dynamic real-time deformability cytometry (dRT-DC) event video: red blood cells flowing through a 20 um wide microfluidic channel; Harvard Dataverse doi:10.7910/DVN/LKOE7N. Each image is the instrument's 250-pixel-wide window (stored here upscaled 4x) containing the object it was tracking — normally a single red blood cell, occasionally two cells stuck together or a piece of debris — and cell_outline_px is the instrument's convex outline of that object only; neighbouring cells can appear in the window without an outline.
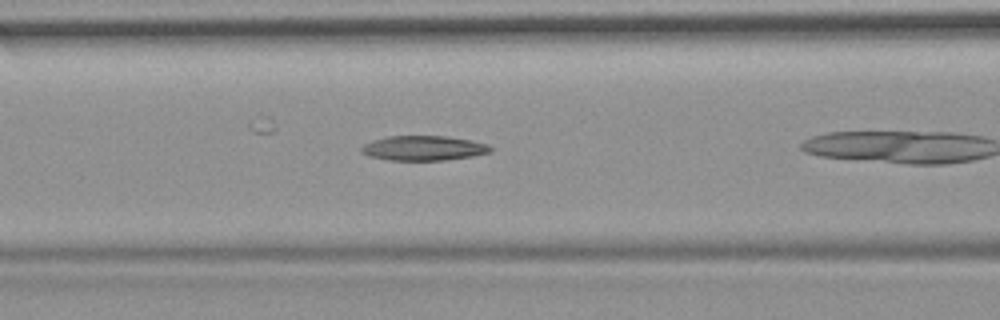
{"species": "common noctule bat (a hibernating species)", "species_latin": "Nyctalus noctula", "temperature_condition": "room temperature", "stored_images_in_passage": 11, "camera_frame_rate_fps": 3000, "um_per_image_px": 0.085, "animal": {"sex": "female", "body_mass_g": 19.9}, "frame": {"image": 1, "passage_image": 7, "time_ms": 2.0, "image_size_px": [1000, 320], "cell_outline_px": [[492, 152], [472, 156], [444, 160], [388, 160], [368, 156], [360, 152], [360, 148], [364, 144], [372, 140], [388, 136], [448, 136], [472, 140], [488, 144], [492, 148]], "centroid_in_image_um": [35.99, 12.59], "position_along_channel_um": 130.6, "area_um2": 18.79}}